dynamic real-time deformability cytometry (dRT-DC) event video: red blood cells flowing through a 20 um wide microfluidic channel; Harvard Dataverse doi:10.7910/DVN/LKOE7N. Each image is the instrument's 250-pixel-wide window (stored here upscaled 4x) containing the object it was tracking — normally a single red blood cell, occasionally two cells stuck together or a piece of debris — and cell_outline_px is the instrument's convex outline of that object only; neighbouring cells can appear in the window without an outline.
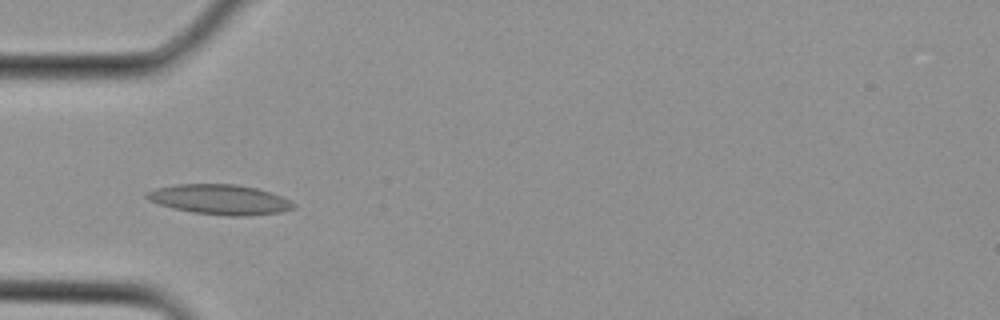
{"species": "Egyptian fruit bat (a non-hibernating species)", "species_latin": "Rousettus aegyptiacus", "temperature_condition": "cold", "stored_images_in_passage": 30, "camera_frame_rate_fps": 3000, "um_per_image_px": 0.085, "animal": {"sex": "female"}, "frame": {"image": 1, "passage_image": 9, "time_ms": 2.667, "image_size_px": [1000, 320], "cell_outline_px": [[296, 208], [280, 212], [244, 216], [232, 216], [192, 212], [172, 208], [148, 200], [144, 196], [148, 192], [156, 188], [176, 184], [236, 184], [256, 188], [280, 196], [296, 204]], "centroid_in_image_um": [18.68, 16.96], "position_along_channel_um": 66.3, "area_um2": 25.43}}
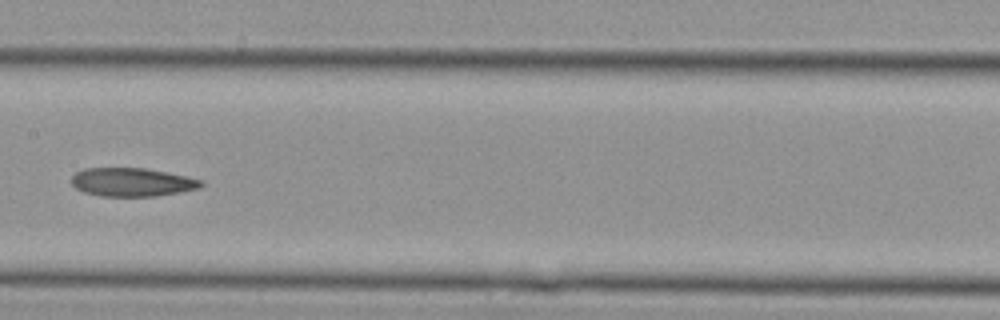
{"frame": {"image": 2, "passage_image": 15, "time_ms": 4.667, "image_size_px": [1000, 320], "cell_outline_px": [[204, 184], [200, 188], [180, 192], [156, 196], [100, 196], [84, 192], [76, 188], [72, 184], [72, 176], [76, 172], [84, 168], [144, 168], [204, 180]], "centroid_in_image_um": [11.22, 15.48], "position_along_channel_um": 196.2, "area_um2": 21.44}}
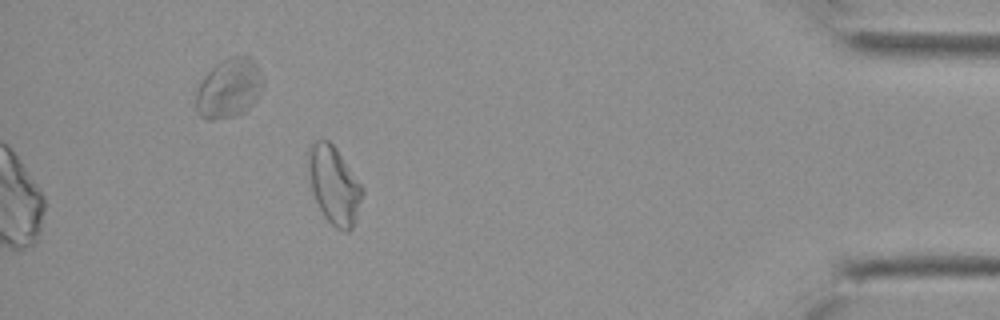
{"frame": {"image": 3, "passage_image": 27, "time_ms": 8.667, "image_size_px": [1000, 320], "cell_outline_px": [[364, 192], [352, 228], [348, 232], [344, 232], [336, 228], [324, 216], [312, 192], [308, 168], [308, 148], [312, 140], [328, 140], [336, 148], [364, 188]], "centroid_in_image_um": [28.39, 15.72], "position_along_channel_um": 406.8, "area_um2": 24.33}}